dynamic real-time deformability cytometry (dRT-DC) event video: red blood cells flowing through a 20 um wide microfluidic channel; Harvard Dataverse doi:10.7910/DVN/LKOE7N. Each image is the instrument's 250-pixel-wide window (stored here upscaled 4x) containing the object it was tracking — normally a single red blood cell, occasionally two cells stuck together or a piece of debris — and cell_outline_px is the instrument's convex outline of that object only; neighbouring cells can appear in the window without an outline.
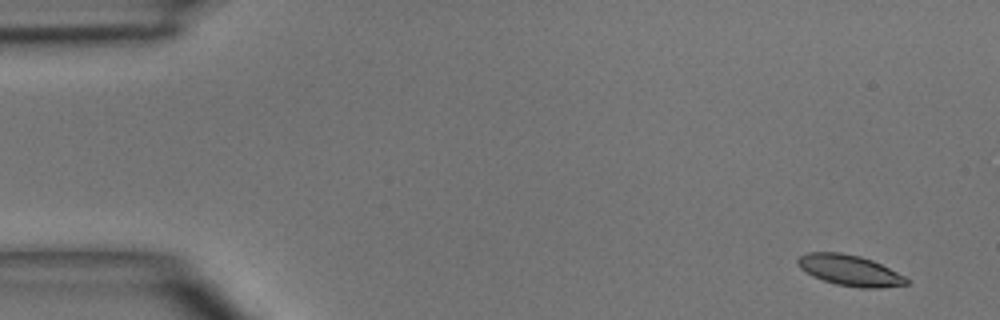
{"species": "common noctule bat (a hibernating species)", "species_latin": "Nyctalus noctula", "temperature_condition": "room temperature", "stored_images_in_passage": 4, "camera_frame_rate_fps": 3000, "um_per_image_px": 0.085, "animal": {"sex": "male", "body_mass_g": 15.6}, "frame": {"image": 1, "passage_image": 1, "time_ms": 0.0, "image_size_px": [1000, 320], "cell_outline_px": [[908, 284], [880, 288], [860, 288], [836, 284], [812, 276], [800, 268], [796, 260], [800, 256], [808, 252], [840, 252], [860, 256], [872, 260], [904, 276], [908, 280]], "centroid_in_image_um": [72.2, 22.98], "position_along_channel_um": 12.8, "area_um2": 19.36}}
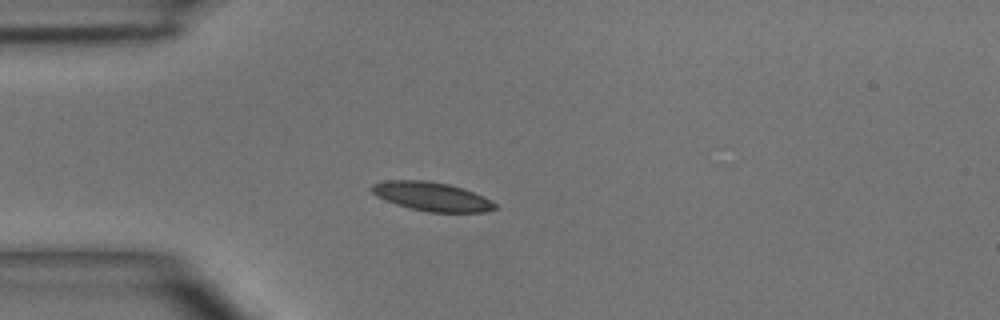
{"frame": {"image": 2, "passage_image": 3, "time_ms": 3.333, "image_size_px": [1000, 320], "cell_outline_px": [[496, 208], [484, 212], [428, 212], [408, 208], [384, 200], [376, 196], [368, 188], [372, 184], [384, 180], [428, 180], [448, 184], [464, 188], [496, 204]], "centroid_in_image_um": [36.61, 16.69], "position_along_channel_um": 48.4, "area_um2": 20.75}}